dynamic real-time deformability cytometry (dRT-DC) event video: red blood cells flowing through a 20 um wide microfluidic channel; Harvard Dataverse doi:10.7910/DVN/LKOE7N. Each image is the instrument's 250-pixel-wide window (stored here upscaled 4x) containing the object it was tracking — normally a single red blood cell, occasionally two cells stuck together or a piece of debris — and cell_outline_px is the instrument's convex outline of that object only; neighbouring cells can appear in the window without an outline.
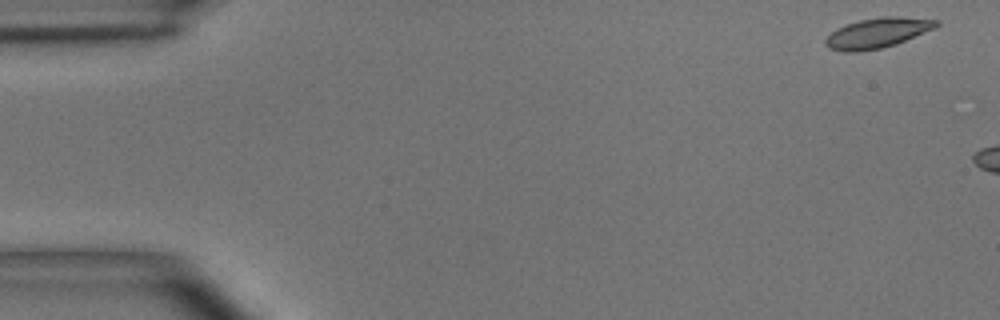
{"species": "common noctule bat (a hibernating species)", "species_latin": "Nyctalus noctula", "temperature_condition": "room temperature", "stored_images_in_passage": 2, "camera_frame_rate_fps": 3000, "um_per_image_px": 0.085, "animal": {"sex": "male", "body_mass_g": 15.6}, "frame": {"image": 1, "passage_image": 1, "time_ms": 0.0, "image_size_px": [1000, 320], "cell_outline_px": [[940, 24], [936, 28], [896, 44], [880, 48], [860, 52], [844, 52], [828, 48], [824, 44], [824, 40], [836, 28], [860, 20], [884, 16], [900, 16], [940, 20]], "centroid_in_image_um": [74.6, 2.8], "position_along_channel_um": 10.4, "area_um2": 19.54}}